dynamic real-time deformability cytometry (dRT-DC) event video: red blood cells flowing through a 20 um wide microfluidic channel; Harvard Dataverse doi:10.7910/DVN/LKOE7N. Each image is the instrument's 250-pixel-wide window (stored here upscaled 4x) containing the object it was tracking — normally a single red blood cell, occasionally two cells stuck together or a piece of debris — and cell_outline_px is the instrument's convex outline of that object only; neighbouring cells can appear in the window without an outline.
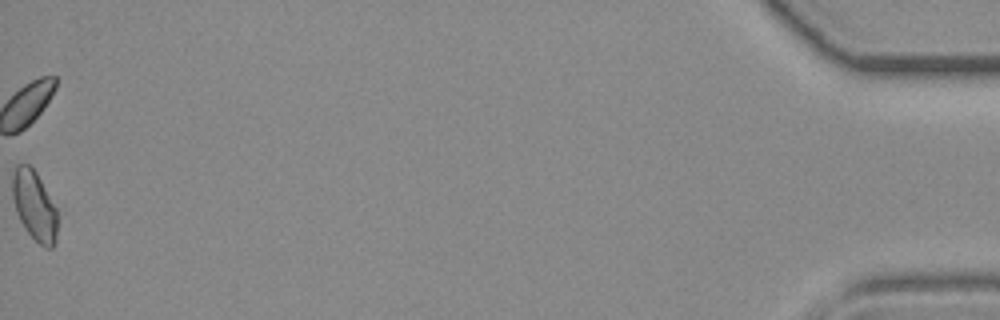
{"species": "common noctule bat (a hibernating species)", "species_latin": "Nyctalus noctula", "temperature_condition": "room temperature", "stored_images_in_passage": 40, "camera_frame_rate_fps": 3000, "um_per_image_px": 0.085, "animal": {"sex": "female", "body_mass_g": 19.3, "forearm_length_mm": 54.1}, "frame": {"image": 1, "passage_image": 40, "time_ms": 13.0, "image_size_px": [1000, 320], "cell_outline_px": [[56, 240], [52, 248], [44, 248], [24, 228], [16, 212], [12, 196], [12, 172], [16, 164], [28, 164], [36, 172], [56, 208]], "centroid_in_image_um": [2.89, 17.46], "position_along_channel_um": 432.3, "area_um2": 18.15}}